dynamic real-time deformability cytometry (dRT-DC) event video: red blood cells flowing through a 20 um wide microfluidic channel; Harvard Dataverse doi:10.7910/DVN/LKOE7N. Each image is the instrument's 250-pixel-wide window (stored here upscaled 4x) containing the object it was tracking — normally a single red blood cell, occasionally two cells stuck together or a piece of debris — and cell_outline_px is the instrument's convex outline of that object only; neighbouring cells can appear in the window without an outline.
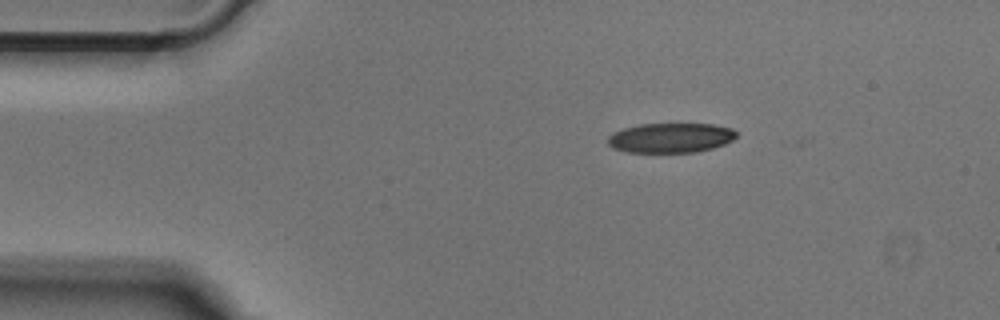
{"species": "Egyptian fruit bat (a non-hibernating species)", "species_latin": "Rousettus aegyptiacus", "temperature_condition": "cold", "stored_images_in_passage": 2, "camera_frame_rate_fps": 3000, "um_per_image_px": 0.085, "animal": {"sex": "male"}, "frame": {"image": 1, "passage_image": 1, "time_ms": 0.0, "image_size_px": [1000, 320], "cell_outline_px": [[736, 136], [732, 140], [724, 144], [712, 148], [696, 152], [624, 152], [612, 148], [608, 144], [608, 136], [612, 132], [624, 128], [640, 124], [712, 124], [732, 128], [736, 132]], "centroid_in_image_um": [56.97, 11.72], "position_along_channel_um": 28.0, "area_um2": 22.31}}